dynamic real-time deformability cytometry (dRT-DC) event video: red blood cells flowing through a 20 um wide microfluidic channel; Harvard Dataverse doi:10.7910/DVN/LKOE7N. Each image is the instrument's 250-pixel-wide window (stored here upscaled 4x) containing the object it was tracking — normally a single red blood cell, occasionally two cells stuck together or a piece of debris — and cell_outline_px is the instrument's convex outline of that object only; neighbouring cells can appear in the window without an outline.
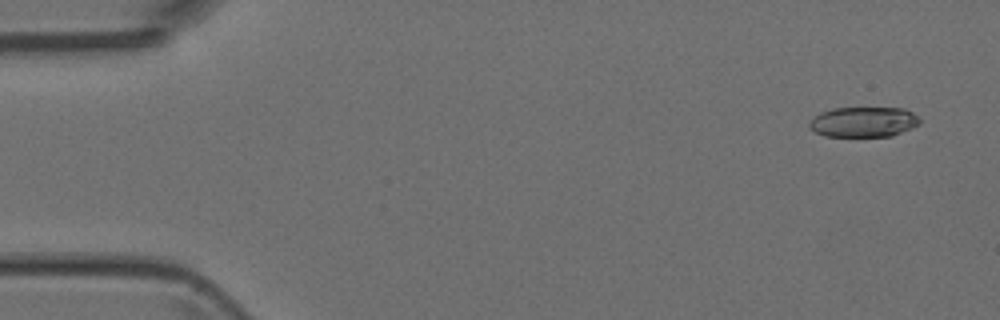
{"species": "Egyptian fruit bat (a non-hibernating species)", "species_latin": "Rousettus aegyptiacus", "temperature_condition": "room temperature", "stored_images_in_passage": 8, "camera_frame_rate_fps": 3000, "um_per_image_px": 0.085, "animal": {"sex": "female"}, "frame": {"image": 1, "passage_image": 1, "time_ms": 0.0, "image_size_px": [1000, 320], "cell_outline_px": [[920, 124], [912, 128], [892, 136], [824, 136], [808, 128], [808, 120], [820, 112], [832, 108], [904, 108], [912, 112], [920, 120]], "centroid_in_image_um": [73.36, 10.36], "position_along_channel_um": 11.6, "area_um2": 19.59}}
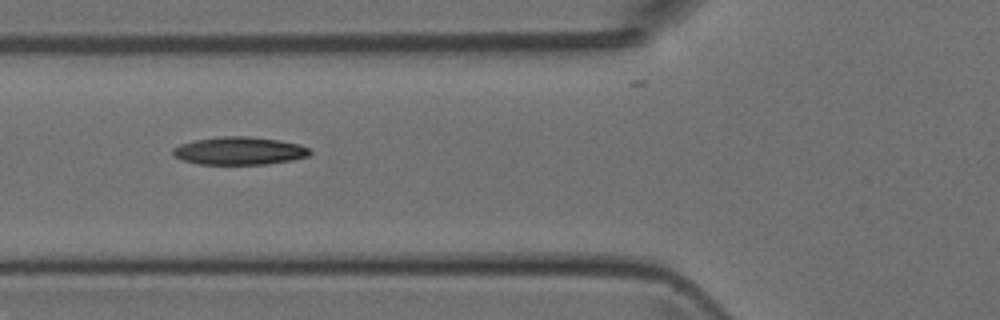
{"frame": {"image": 2, "passage_image": 5, "time_ms": 5.333, "image_size_px": [1000, 320], "cell_outline_px": [[312, 152], [308, 156], [292, 160], [264, 164], [200, 164], [180, 160], [172, 156], [172, 148], [180, 144], [196, 140], [220, 136], [248, 136], [280, 140], [300, 144], [308, 148]], "centroid_in_image_um": [20.31, 12.82], "position_along_channel_um": 105.5, "area_um2": 22.37}}
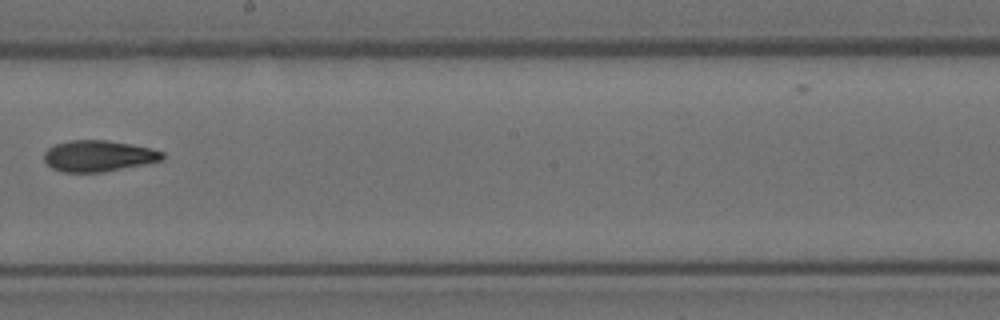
{"frame": {"image": 3, "passage_image": 8, "time_ms": 8.667, "image_size_px": [1000, 320], "cell_outline_px": [[164, 160], [104, 172], [60, 172], [52, 168], [44, 160], [44, 152], [52, 144], [68, 140], [108, 140], [132, 144], [164, 152]], "centroid_in_image_um": [8.34, 13.25], "position_along_channel_um": 239.9, "area_um2": 21.68}}